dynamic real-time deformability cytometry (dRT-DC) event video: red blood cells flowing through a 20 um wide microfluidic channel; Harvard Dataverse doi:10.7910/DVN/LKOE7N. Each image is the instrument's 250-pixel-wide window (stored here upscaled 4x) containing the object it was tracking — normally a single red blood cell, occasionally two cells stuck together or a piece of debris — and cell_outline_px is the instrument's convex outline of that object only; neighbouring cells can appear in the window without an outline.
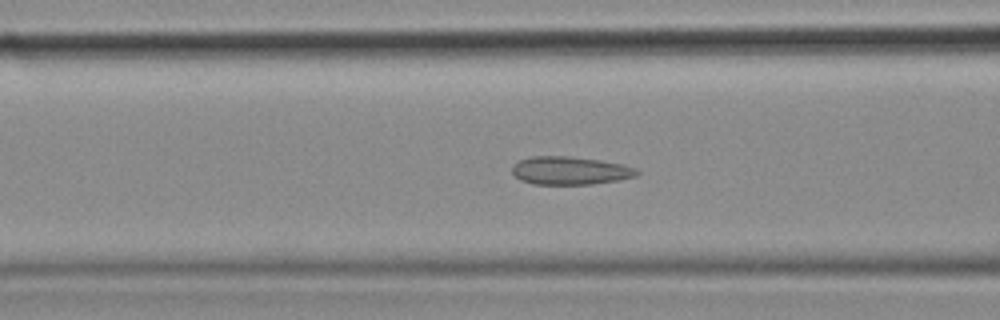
{"species": "common noctule bat (a hibernating species)", "species_latin": "Nyctalus noctula", "temperature_condition": "cold", "stored_images_in_passage": 49, "camera_frame_rate_fps": 3000, "um_per_image_px": 0.085, "animal": {"sex": "female", "body_mass_g": 18.4}, "frame": {"image": 1, "passage_image": 19, "time_ms": 6.0, "image_size_px": [1000, 320], "cell_outline_px": [[640, 172], [636, 176], [620, 180], [592, 184], [532, 184], [520, 180], [512, 172], [512, 164], [520, 160], [532, 156], [568, 156], [600, 160], [624, 164], [636, 168]], "centroid_in_image_um": [48.47, 14.5], "position_along_channel_um": 118.1, "area_um2": 20.58}}
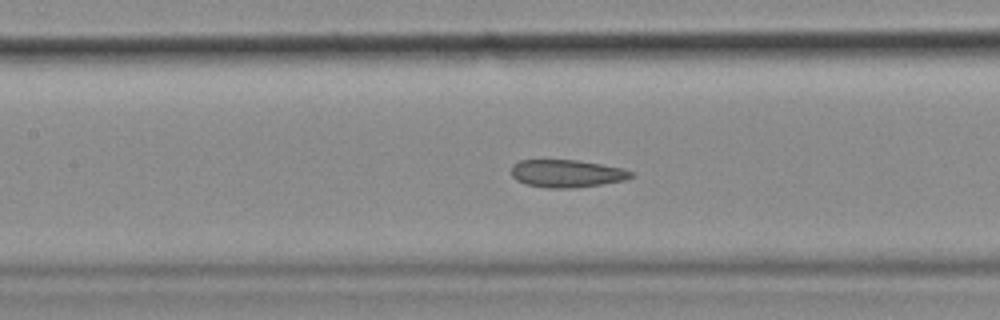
{"frame": {"image": 2, "passage_image": 22, "time_ms": 7.0, "image_size_px": [1000, 320], "cell_outline_px": [[636, 176], [628, 180], [572, 188], [548, 188], [528, 184], [516, 180], [512, 176], [512, 164], [520, 160], [576, 160], [624, 168], [636, 172]], "centroid_in_image_um": [48.25, 14.74], "position_along_channel_um": 159.2, "area_um2": 19.42}}
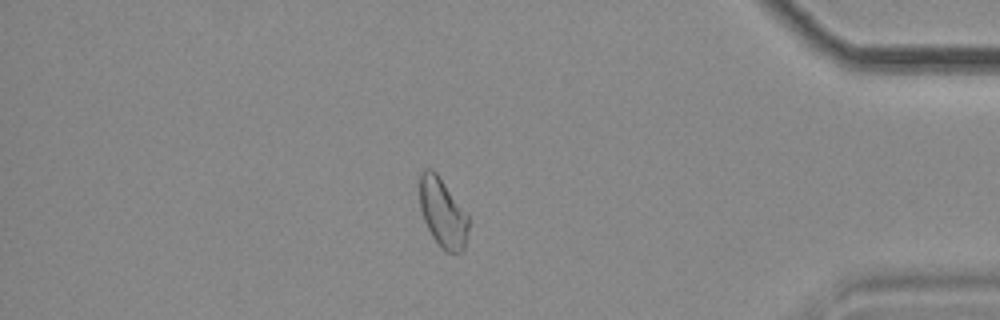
{"frame": {"image": 3, "passage_image": 42, "time_ms": 13.667, "image_size_px": [1000, 320], "cell_outline_px": [[468, 232], [464, 252], [448, 252], [432, 236], [424, 220], [420, 208], [420, 172], [424, 168], [432, 168], [436, 172], [468, 212]], "centroid_in_image_um": [37.65, 18.05], "position_along_channel_um": 397.5, "area_um2": 19.77}}